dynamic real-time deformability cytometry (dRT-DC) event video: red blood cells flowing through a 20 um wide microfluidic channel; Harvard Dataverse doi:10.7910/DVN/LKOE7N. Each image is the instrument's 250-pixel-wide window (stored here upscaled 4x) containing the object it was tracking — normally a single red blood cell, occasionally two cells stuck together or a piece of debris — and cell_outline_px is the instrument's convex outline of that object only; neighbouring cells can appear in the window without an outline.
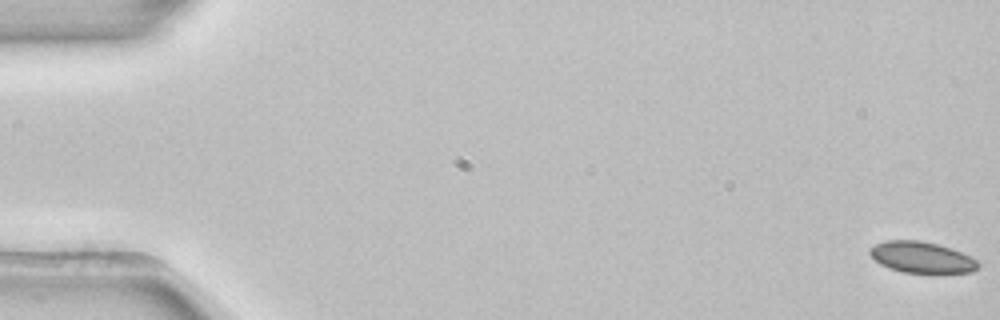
{"species": "common noctule bat (a hibernating species)", "species_latin": "Nyctalus noctula", "temperature_condition": "room temperature", "stored_images_in_passage": 54, "camera_frame_rate_fps": 3000, "um_per_image_px": 0.085, "animal": {"sex": "female", "body_mass_g": 22.7, "forearm_length_mm": 54.2}, "frame": {"image": 1, "passage_image": 1, "time_ms": 0.0, "image_size_px": [1000, 320], "cell_outline_px": [[980, 264], [972, 272], [904, 272], [888, 268], [880, 264], [868, 252], [868, 248], [884, 240], [920, 240], [952, 248], [976, 260]], "centroid_in_image_um": [78.29, 21.85], "position_along_channel_um": 6.7, "area_um2": 19.42}}
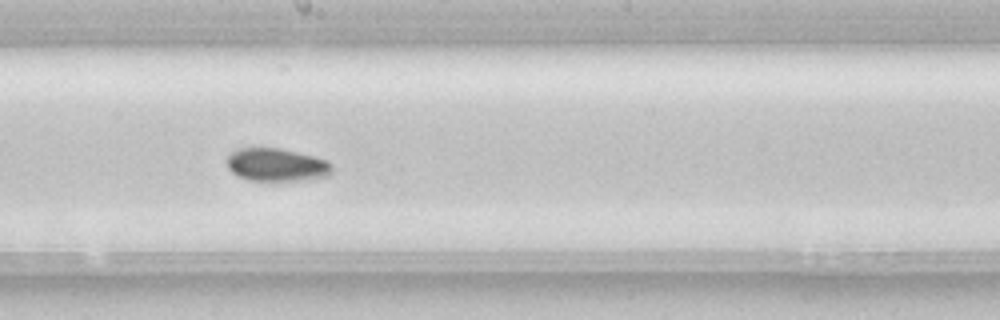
{"frame": {"image": 2, "passage_image": 30, "time_ms": 9.667, "image_size_px": [1000, 320], "cell_outline_px": [[332, 172], [328, 176], [312, 180], [248, 180], [236, 176], [228, 168], [224, 160], [232, 152], [240, 148], [280, 148], [316, 156], [332, 164]], "centroid_in_image_um": [23.5, 14.01], "position_along_channel_um": 224.7, "area_um2": 20.46}}
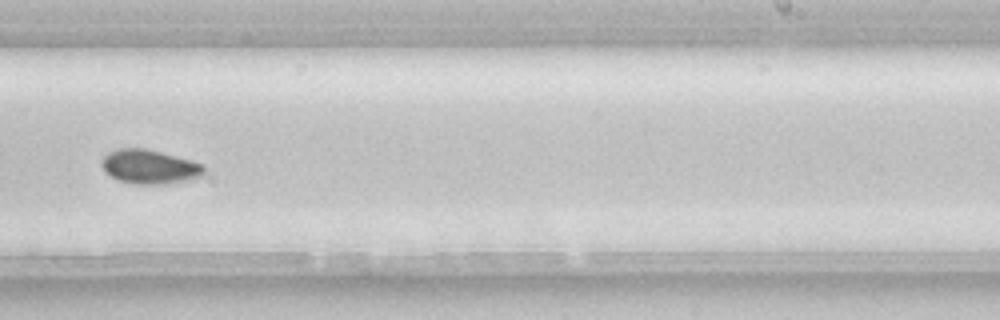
{"frame": {"image": 3, "passage_image": 34, "time_ms": 11.0, "image_size_px": [1000, 320], "cell_outline_px": [[204, 176], [188, 180], [164, 184], [136, 184], [120, 180], [108, 176], [104, 172], [100, 164], [104, 156], [108, 152], [116, 148], [144, 148], [192, 160], [200, 164], [204, 168]], "centroid_in_image_um": [12.67, 14.17], "position_along_channel_um": 276.3, "area_um2": 20.46}}